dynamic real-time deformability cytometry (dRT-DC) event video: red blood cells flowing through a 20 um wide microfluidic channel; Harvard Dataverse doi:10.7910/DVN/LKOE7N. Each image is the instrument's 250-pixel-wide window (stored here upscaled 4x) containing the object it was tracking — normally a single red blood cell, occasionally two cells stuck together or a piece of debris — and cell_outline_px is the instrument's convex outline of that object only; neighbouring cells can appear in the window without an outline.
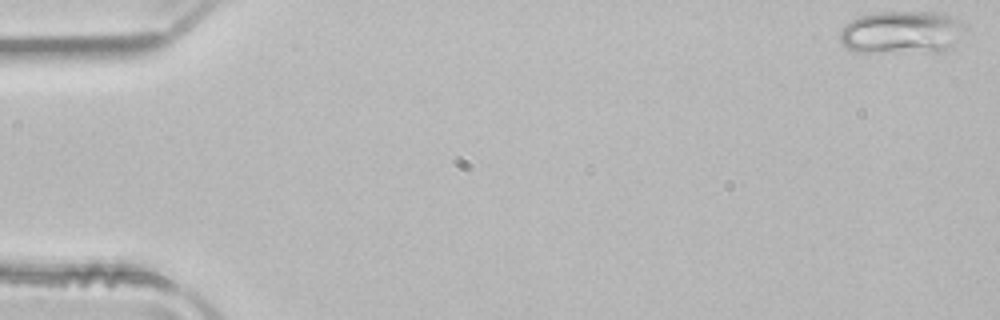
{"species": "common noctule bat (a hibernating species)", "species_latin": "Nyctalus noctula", "temperature_condition": "room temperature", "stored_images_in_passage": 51, "camera_frame_rate_fps": 3000, "um_per_image_px": 0.085, "animal": {"sex": "male", "body_mass_g": 21.5, "forearm_length_mm": 52.0}, "frame": {"image": 1, "passage_image": 1, "time_ms": 0.0, "image_size_px": [1000, 320], "cell_outline_px": [[968, 28], [952, 48], [944, 52], [856, 52], [844, 48], [840, 44], [840, 28], [844, 24], [856, 16], [876, 12], [944, 12], [968, 24]], "centroid_in_image_um": [76.68, 2.75], "position_along_channel_um": 8.3, "area_um2": 32.48}}
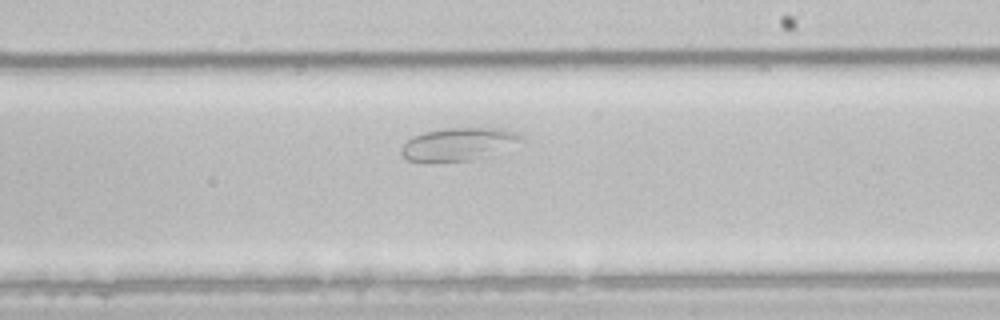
{"frame": {"image": 2, "passage_image": 30, "time_ms": 9.667, "image_size_px": [1000, 320], "cell_outline_px": [[524, 140], [476, 160], [408, 160], [400, 152], [400, 148], [412, 136], [424, 132], [444, 128], [504, 128], [516, 132]], "centroid_in_image_um": [38.96, 12.22], "position_along_channel_um": 250.0, "area_um2": 22.31}}
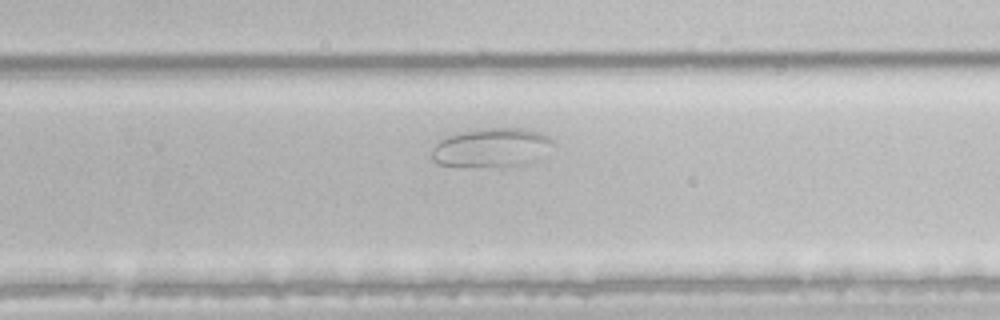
{"frame": {"image": 3, "passage_image": 33, "time_ms": 10.667, "image_size_px": [1000, 320], "cell_outline_px": [[556, 144], [532, 160], [524, 164], [436, 164], [432, 160], [432, 148], [440, 140], [448, 136], [476, 128], [524, 128], [540, 132], [548, 136]], "centroid_in_image_um": [41.78, 12.47], "position_along_channel_um": 288.0, "area_um2": 26.41}}